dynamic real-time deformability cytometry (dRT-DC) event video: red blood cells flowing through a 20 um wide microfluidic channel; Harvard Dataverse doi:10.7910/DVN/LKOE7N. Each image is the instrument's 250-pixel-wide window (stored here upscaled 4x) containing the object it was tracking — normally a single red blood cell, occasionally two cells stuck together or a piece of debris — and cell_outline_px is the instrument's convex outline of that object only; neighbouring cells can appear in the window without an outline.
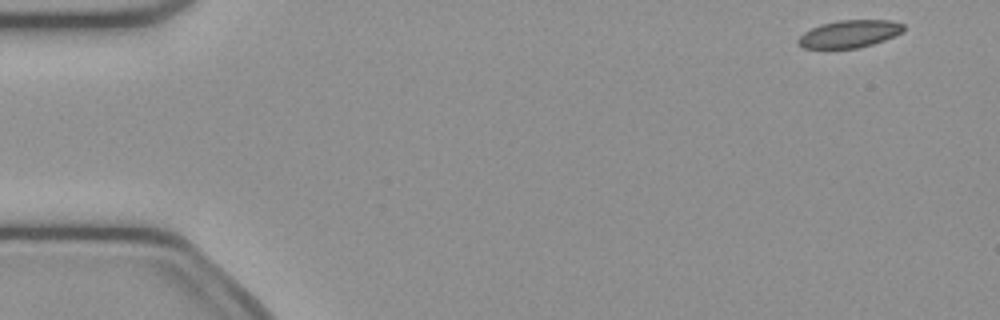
{"species": "common noctule bat (a hibernating species)", "species_latin": "Nyctalus noctula", "temperature_condition": "cold", "stored_images_in_passage": 50, "camera_frame_rate_fps": 3000, "um_per_image_px": 0.085, "animal": {"sex": "female", "body_mass_g": 21.9}, "frame": {"image": 1, "passage_image": 1, "time_ms": 0.0, "image_size_px": [1000, 320], "cell_outline_px": [[904, 32], [884, 40], [872, 44], [856, 48], [804, 48], [796, 44], [796, 40], [804, 32], [820, 24], [840, 20], [892, 20], [904, 24]], "centroid_in_image_um": [72.2, 2.87], "position_along_channel_um": 12.8, "area_um2": 16.94}}
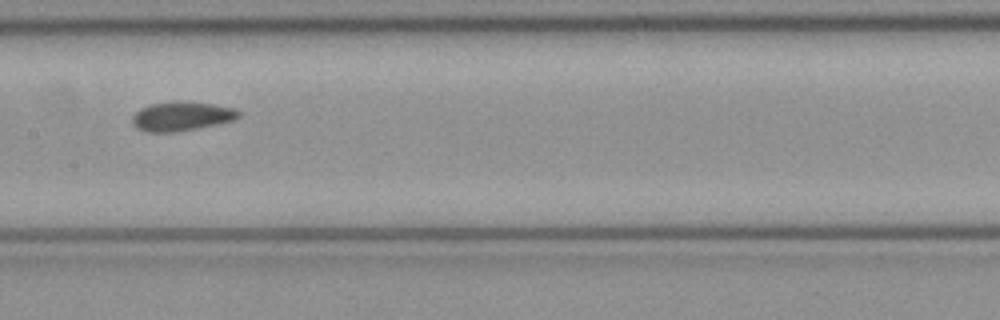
{"frame": {"image": 2, "passage_image": 24, "time_ms": 7.667, "image_size_px": [1000, 320], "cell_outline_px": [[240, 116], [236, 120], [176, 132], [148, 132], [136, 128], [132, 124], [132, 116], [140, 108], [152, 104], [172, 100], [188, 100], [236, 108], [240, 112]], "centroid_in_image_um": [15.44, 9.86], "position_along_channel_um": 192.0, "area_um2": 18.44}}
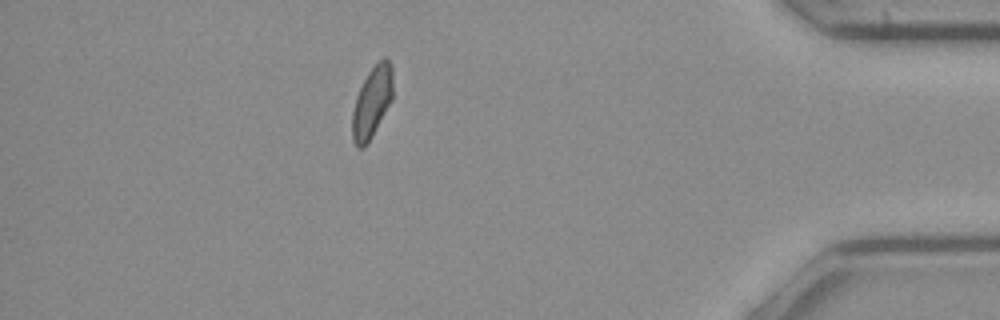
{"frame": {"image": 3, "passage_image": 44, "time_ms": 14.333, "image_size_px": [1000, 320], "cell_outline_px": [[392, 100], [368, 144], [364, 148], [356, 148], [352, 140], [352, 112], [356, 96], [368, 72], [384, 56], [392, 64]], "centroid_in_image_um": [31.61, 8.73], "position_along_channel_um": 403.6, "area_um2": 16.94}, "authors_computed_cell_mechanics": {"area_um2": 17.3978, "velocity_mm_per_s": 3.8872, "shape_relaxation_time_tau1_ms": null, "shape_relaxation_time_tau2_ms": 3.7567, "deformation_change_tau1": null, "deformation_change_tau2": 0.0873}}